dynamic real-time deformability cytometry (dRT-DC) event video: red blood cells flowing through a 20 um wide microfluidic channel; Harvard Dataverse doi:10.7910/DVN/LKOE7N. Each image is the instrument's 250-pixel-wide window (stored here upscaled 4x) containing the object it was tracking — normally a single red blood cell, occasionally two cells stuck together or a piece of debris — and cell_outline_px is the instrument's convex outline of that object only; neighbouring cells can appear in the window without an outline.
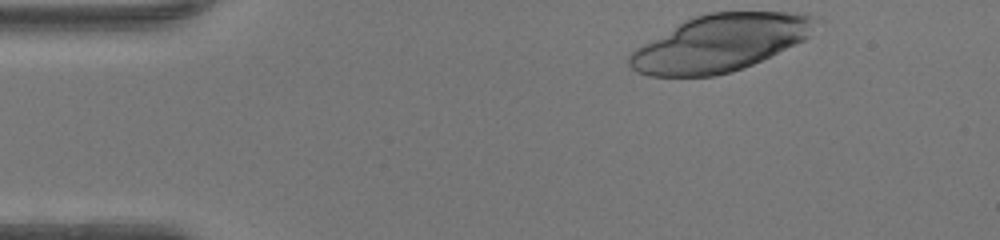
{"species": "human", "species_latin": "Homo sapiens", "temperature_condition": "warm", "stored_images_in_passage": 26, "camera_frame_rate_fps": 3000, "um_per_image_px": 0.085, "donor": {"sex": "female"}, "frame": {"image": 1, "passage_image": 1, "time_ms": 0.0, "image_size_px": [1000, 240], "cell_outline_px": [[824, 20], [804, 40], [752, 64], [732, 72], [716, 76], [648, 76], [636, 72], [628, 64], [628, 56], [636, 48], [684, 20], [708, 12], [808, 12], [820, 16]], "centroid_in_image_um": [61.29, 3.63], "position_along_channel_um": 23.7, "area_um2": 61.96}}